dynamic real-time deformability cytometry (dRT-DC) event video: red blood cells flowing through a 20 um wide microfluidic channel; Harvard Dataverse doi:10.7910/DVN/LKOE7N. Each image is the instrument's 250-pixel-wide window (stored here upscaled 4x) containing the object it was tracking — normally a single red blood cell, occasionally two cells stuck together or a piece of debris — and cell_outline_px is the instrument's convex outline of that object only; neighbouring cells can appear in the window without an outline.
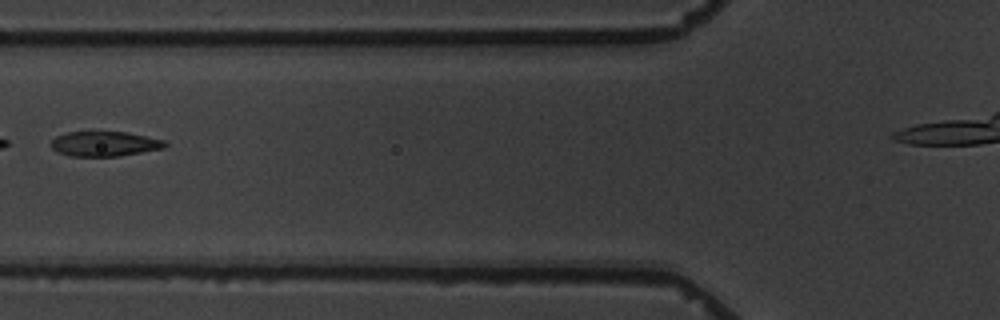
{"species": "common noctule bat (a hibernating species)", "species_latin": "Nyctalus noctula", "temperature_condition": "warm", "stored_images_in_passage": 10, "camera_frame_rate_fps": 3000, "um_per_image_px": 0.085, "animal": {"sex": "male", "body_mass_g": 19.5, "forearm_length_mm": 54.6}, "frame": {"image": 1, "passage_image": 4, "time_ms": 3.667, "image_size_px": [1000, 320], "cell_outline_px": [[168, 144], [164, 148], [120, 156], [72, 156], [56, 152], [48, 144], [56, 136], [68, 132], [128, 132], [164, 140]], "centroid_in_image_um": [8.87, 12.23], "position_along_channel_um": 116.9, "area_um2": 16.59}}
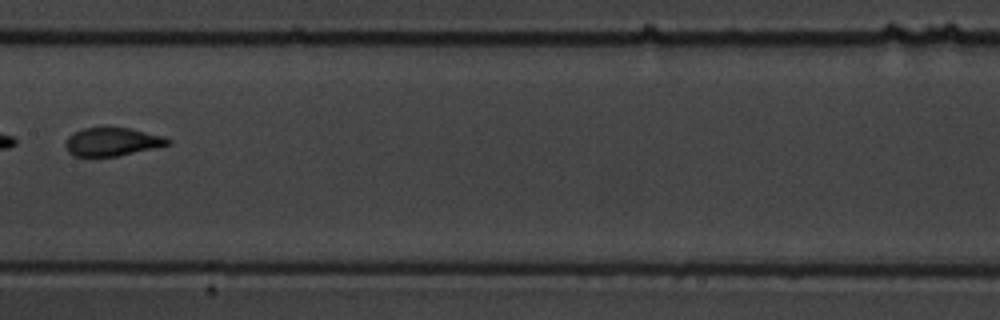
{"frame": {"image": 2, "passage_image": 6, "time_ms": 6.0, "image_size_px": [1000, 320], "cell_outline_px": [[172, 144], [116, 156], [72, 156], [68, 152], [64, 144], [68, 136], [72, 132], [84, 128], [104, 124], [128, 128], [164, 136], [172, 140]], "centroid_in_image_um": [9.5, 12.01], "position_along_channel_um": 197.9, "area_um2": 17.46}}
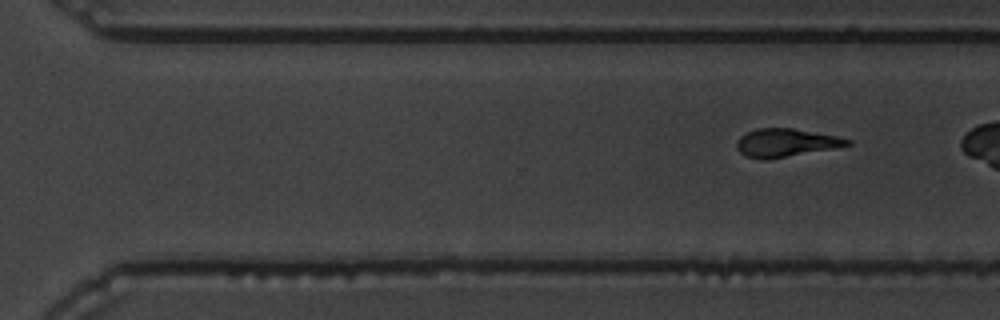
{"frame": {"image": 3, "passage_image": 10, "time_ms": 11.667, "image_size_px": [1000, 320], "cell_outline_px": [[852, 144], [836, 148], [768, 160], [760, 160], [744, 156], [736, 148], [736, 144], [740, 136], [756, 128], [792, 128], [836, 136], [852, 140]], "centroid_in_image_um": [66.78, 12.15], "position_along_channel_um": 303.8, "area_um2": 18.32}}